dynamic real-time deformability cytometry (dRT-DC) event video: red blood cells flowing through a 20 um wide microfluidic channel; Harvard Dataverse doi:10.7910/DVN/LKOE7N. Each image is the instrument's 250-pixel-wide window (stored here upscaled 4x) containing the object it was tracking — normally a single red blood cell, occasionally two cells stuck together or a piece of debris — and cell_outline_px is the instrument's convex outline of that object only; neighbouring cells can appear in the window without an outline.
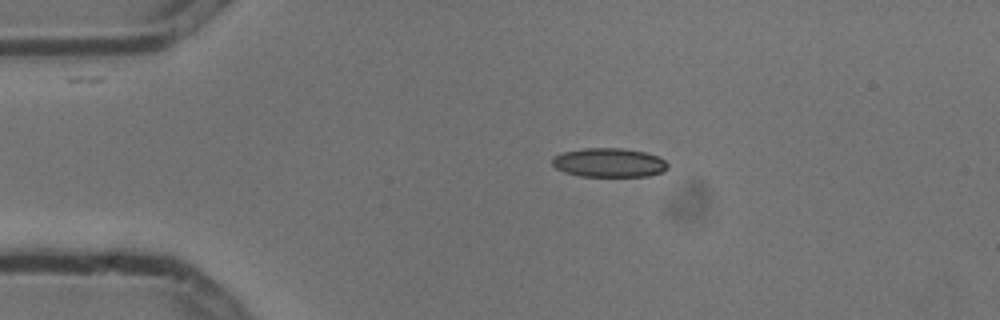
{"species": "common noctule bat (a hibernating species)", "species_latin": "Nyctalus noctula", "temperature_condition": "cold", "stored_images_in_passage": 5, "camera_frame_rate_fps": 3000, "um_per_image_px": 0.085, "animal": {"sex": "male", "body_mass_g": 13.3}, "frame": {"image": 1, "passage_image": 2, "time_ms": 0.333, "image_size_px": [1000, 320], "cell_outline_px": [[668, 168], [660, 172], [648, 176], [580, 176], [564, 172], [556, 168], [552, 164], [552, 156], [564, 152], [584, 148], [624, 148], [644, 152], [656, 156], [664, 160], [668, 164]], "centroid_in_image_um": [51.74, 13.82], "position_along_channel_um": 33.3, "area_um2": 19.48}}
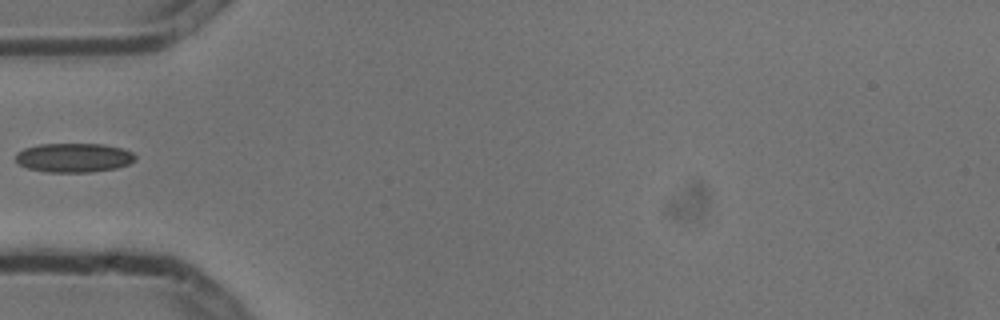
{"frame": {"image": 2, "passage_image": 4, "time_ms": 1.0, "image_size_px": [1000, 320], "cell_outline_px": [[136, 160], [128, 164], [116, 168], [92, 172], [44, 172], [28, 168], [20, 164], [16, 160], [16, 152], [24, 148], [40, 144], [104, 144], [124, 148], [132, 152], [136, 156]], "centroid_in_image_um": [6.3, 13.4], "position_along_channel_um": 78.7, "area_um2": 20.46}}
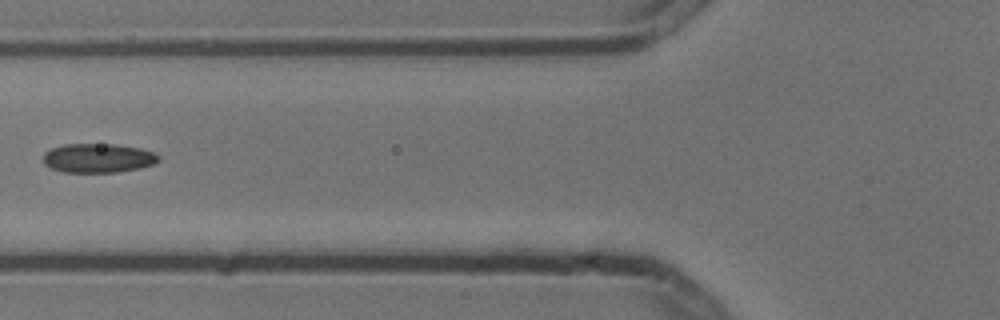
{"frame": {"image": 3, "passage_image": 5, "time_ms": 1.333, "image_size_px": [1000, 320], "cell_outline_px": [[160, 160], [152, 164], [140, 168], [116, 172], [64, 172], [52, 168], [44, 164], [44, 152], [52, 148], [64, 144], [116, 144], [140, 148], [152, 152], [160, 156]], "centroid_in_image_um": [8.34, 13.43], "position_along_channel_um": 117.5, "area_um2": 19.54}}